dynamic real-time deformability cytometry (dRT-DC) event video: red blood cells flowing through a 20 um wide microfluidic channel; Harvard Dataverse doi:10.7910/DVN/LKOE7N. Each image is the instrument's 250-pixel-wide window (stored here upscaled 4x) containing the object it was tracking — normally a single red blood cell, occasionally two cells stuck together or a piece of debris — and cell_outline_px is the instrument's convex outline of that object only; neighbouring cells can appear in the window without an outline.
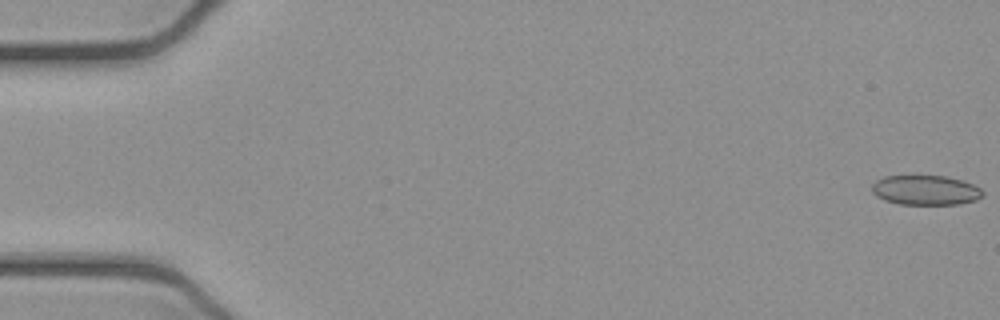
{"species": "common noctule bat (a hibernating species)", "species_latin": "Nyctalus noctula", "temperature_condition": "cold", "stored_images_in_passage": 53, "camera_frame_rate_fps": 3000, "um_per_image_px": 0.085, "animal": {"sex": "female", "body_mass_g": 21.9}, "frame": {"image": 1, "passage_image": 1, "time_ms": 0.0, "image_size_px": [1000, 320], "cell_outline_px": [[984, 196], [976, 200], [960, 204], [900, 204], [884, 200], [876, 196], [872, 192], [872, 184], [876, 180], [884, 176], [948, 176], [964, 180], [980, 188], [984, 192]], "centroid_in_image_um": [78.69, 16.16], "position_along_channel_um": 6.3, "area_um2": 19.36}}
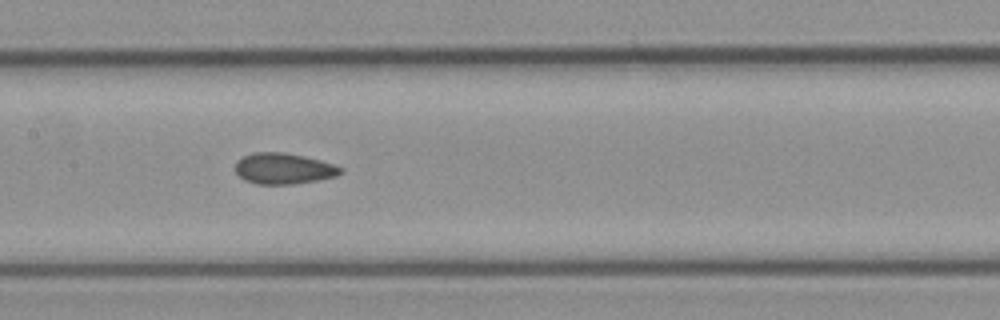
{"frame": {"image": 2, "passage_image": 26, "time_ms": 8.333, "image_size_px": [1000, 320], "cell_outline_px": [[344, 172], [336, 176], [316, 180], [292, 184], [256, 184], [244, 180], [236, 172], [236, 160], [252, 152], [284, 152], [304, 156], [336, 164], [344, 168]], "centroid_in_image_um": [24.13, 14.32], "position_along_channel_um": 183.3, "area_um2": 19.13}}
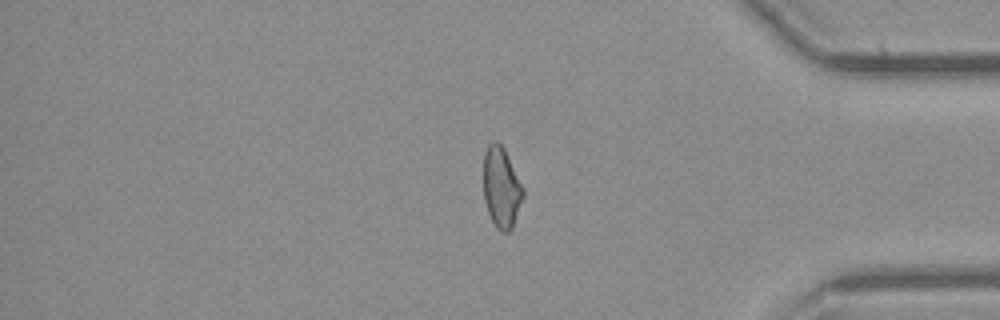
{"frame": {"image": 3, "passage_image": 44, "time_ms": 14.333, "image_size_px": [1000, 320], "cell_outline_px": [[524, 196], [512, 228], [508, 232], [500, 232], [496, 228], [488, 212], [484, 200], [484, 152], [488, 144], [492, 140], [496, 140], [504, 148], [524, 188]], "centroid_in_image_um": [42.62, 15.93], "position_along_channel_um": 392.6, "area_um2": 18.73}, "authors_computed_cell_mechanics": {"area_um2": 19.1896, "velocity_mm_per_s": 3.9177, "shape_relaxation_time_tau1_ms": null, "shape_relaxation_time_tau2_ms": 4.0683, "deformation_change_tau1": null, "deformation_change_tau2": 0.0899}}